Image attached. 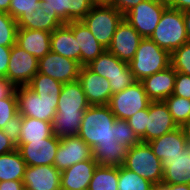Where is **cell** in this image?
Masks as SVG:
<instances>
[{
  "label": "cell",
  "instance_id": "cell-49",
  "mask_svg": "<svg viewBox=\"0 0 190 190\" xmlns=\"http://www.w3.org/2000/svg\"><path fill=\"white\" fill-rule=\"evenodd\" d=\"M183 17L185 21L187 40L190 42V9L183 12Z\"/></svg>",
  "mask_w": 190,
  "mask_h": 190
},
{
  "label": "cell",
  "instance_id": "cell-4",
  "mask_svg": "<svg viewBox=\"0 0 190 190\" xmlns=\"http://www.w3.org/2000/svg\"><path fill=\"white\" fill-rule=\"evenodd\" d=\"M150 39L170 54L188 42L183 12L167 7Z\"/></svg>",
  "mask_w": 190,
  "mask_h": 190
},
{
  "label": "cell",
  "instance_id": "cell-10",
  "mask_svg": "<svg viewBox=\"0 0 190 190\" xmlns=\"http://www.w3.org/2000/svg\"><path fill=\"white\" fill-rule=\"evenodd\" d=\"M18 113L22 117H32L52 122L56 115L58 101H47L39 97L27 86L16 87Z\"/></svg>",
  "mask_w": 190,
  "mask_h": 190
},
{
  "label": "cell",
  "instance_id": "cell-11",
  "mask_svg": "<svg viewBox=\"0 0 190 190\" xmlns=\"http://www.w3.org/2000/svg\"><path fill=\"white\" fill-rule=\"evenodd\" d=\"M39 60L17 44L11 47L6 79L15 87L27 86L38 72Z\"/></svg>",
  "mask_w": 190,
  "mask_h": 190
},
{
  "label": "cell",
  "instance_id": "cell-54",
  "mask_svg": "<svg viewBox=\"0 0 190 190\" xmlns=\"http://www.w3.org/2000/svg\"><path fill=\"white\" fill-rule=\"evenodd\" d=\"M88 1L92 6H101L107 4V0H88Z\"/></svg>",
  "mask_w": 190,
  "mask_h": 190
},
{
  "label": "cell",
  "instance_id": "cell-43",
  "mask_svg": "<svg viewBox=\"0 0 190 190\" xmlns=\"http://www.w3.org/2000/svg\"><path fill=\"white\" fill-rule=\"evenodd\" d=\"M142 1L144 0H107V5L115 7L122 15H125Z\"/></svg>",
  "mask_w": 190,
  "mask_h": 190
},
{
  "label": "cell",
  "instance_id": "cell-46",
  "mask_svg": "<svg viewBox=\"0 0 190 190\" xmlns=\"http://www.w3.org/2000/svg\"><path fill=\"white\" fill-rule=\"evenodd\" d=\"M17 147L12 141L5 135L2 129H0V155L6 154L16 150Z\"/></svg>",
  "mask_w": 190,
  "mask_h": 190
},
{
  "label": "cell",
  "instance_id": "cell-41",
  "mask_svg": "<svg viewBox=\"0 0 190 190\" xmlns=\"http://www.w3.org/2000/svg\"><path fill=\"white\" fill-rule=\"evenodd\" d=\"M22 116L18 113L11 120H9L2 128L5 135L14 143L16 146L19 143L21 134Z\"/></svg>",
  "mask_w": 190,
  "mask_h": 190
},
{
  "label": "cell",
  "instance_id": "cell-19",
  "mask_svg": "<svg viewBox=\"0 0 190 190\" xmlns=\"http://www.w3.org/2000/svg\"><path fill=\"white\" fill-rule=\"evenodd\" d=\"M66 25L73 31L77 40L81 66H87L106 50L81 20L72 21Z\"/></svg>",
  "mask_w": 190,
  "mask_h": 190
},
{
  "label": "cell",
  "instance_id": "cell-7",
  "mask_svg": "<svg viewBox=\"0 0 190 190\" xmlns=\"http://www.w3.org/2000/svg\"><path fill=\"white\" fill-rule=\"evenodd\" d=\"M123 19L124 15L115 7L106 4L93 6L81 21L90 29L96 40L107 49Z\"/></svg>",
  "mask_w": 190,
  "mask_h": 190
},
{
  "label": "cell",
  "instance_id": "cell-23",
  "mask_svg": "<svg viewBox=\"0 0 190 190\" xmlns=\"http://www.w3.org/2000/svg\"><path fill=\"white\" fill-rule=\"evenodd\" d=\"M16 44L39 60L51 51V32L18 28Z\"/></svg>",
  "mask_w": 190,
  "mask_h": 190
},
{
  "label": "cell",
  "instance_id": "cell-38",
  "mask_svg": "<svg viewBox=\"0 0 190 190\" xmlns=\"http://www.w3.org/2000/svg\"><path fill=\"white\" fill-rule=\"evenodd\" d=\"M41 6V0H11L9 14L17 20L22 14H31Z\"/></svg>",
  "mask_w": 190,
  "mask_h": 190
},
{
  "label": "cell",
  "instance_id": "cell-45",
  "mask_svg": "<svg viewBox=\"0 0 190 190\" xmlns=\"http://www.w3.org/2000/svg\"><path fill=\"white\" fill-rule=\"evenodd\" d=\"M16 87L6 78H0V99L12 96Z\"/></svg>",
  "mask_w": 190,
  "mask_h": 190
},
{
  "label": "cell",
  "instance_id": "cell-9",
  "mask_svg": "<svg viewBox=\"0 0 190 190\" xmlns=\"http://www.w3.org/2000/svg\"><path fill=\"white\" fill-rule=\"evenodd\" d=\"M151 100L140 81L111 96L109 107L116 119L127 120L137 111L146 109Z\"/></svg>",
  "mask_w": 190,
  "mask_h": 190
},
{
  "label": "cell",
  "instance_id": "cell-27",
  "mask_svg": "<svg viewBox=\"0 0 190 190\" xmlns=\"http://www.w3.org/2000/svg\"><path fill=\"white\" fill-rule=\"evenodd\" d=\"M51 51L80 63V49L73 31L65 24L51 33Z\"/></svg>",
  "mask_w": 190,
  "mask_h": 190
},
{
  "label": "cell",
  "instance_id": "cell-52",
  "mask_svg": "<svg viewBox=\"0 0 190 190\" xmlns=\"http://www.w3.org/2000/svg\"><path fill=\"white\" fill-rule=\"evenodd\" d=\"M172 190H190V185H187V184H172Z\"/></svg>",
  "mask_w": 190,
  "mask_h": 190
},
{
  "label": "cell",
  "instance_id": "cell-16",
  "mask_svg": "<svg viewBox=\"0 0 190 190\" xmlns=\"http://www.w3.org/2000/svg\"><path fill=\"white\" fill-rule=\"evenodd\" d=\"M78 81L90 105H108L113 95L111 86L105 77L91 71L87 66H82Z\"/></svg>",
  "mask_w": 190,
  "mask_h": 190
},
{
  "label": "cell",
  "instance_id": "cell-17",
  "mask_svg": "<svg viewBox=\"0 0 190 190\" xmlns=\"http://www.w3.org/2000/svg\"><path fill=\"white\" fill-rule=\"evenodd\" d=\"M178 128L164 101H151L147 107L145 143Z\"/></svg>",
  "mask_w": 190,
  "mask_h": 190
},
{
  "label": "cell",
  "instance_id": "cell-30",
  "mask_svg": "<svg viewBox=\"0 0 190 190\" xmlns=\"http://www.w3.org/2000/svg\"><path fill=\"white\" fill-rule=\"evenodd\" d=\"M92 151L93 159L99 166L120 167L128 147L122 144L97 145Z\"/></svg>",
  "mask_w": 190,
  "mask_h": 190
},
{
  "label": "cell",
  "instance_id": "cell-34",
  "mask_svg": "<svg viewBox=\"0 0 190 190\" xmlns=\"http://www.w3.org/2000/svg\"><path fill=\"white\" fill-rule=\"evenodd\" d=\"M178 127H181L190 117V99L170 95L164 100Z\"/></svg>",
  "mask_w": 190,
  "mask_h": 190
},
{
  "label": "cell",
  "instance_id": "cell-22",
  "mask_svg": "<svg viewBox=\"0 0 190 190\" xmlns=\"http://www.w3.org/2000/svg\"><path fill=\"white\" fill-rule=\"evenodd\" d=\"M176 71L170 65L140 81L151 101H164L174 90Z\"/></svg>",
  "mask_w": 190,
  "mask_h": 190
},
{
  "label": "cell",
  "instance_id": "cell-32",
  "mask_svg": "<svg viewBox=\"0 0 190 190\" xmlns=\"http://www.w3.org/2000/svg\"><path fill=\"white\" fill-rule=\"evenodd\" d=\"M118 179V167L97 165L88 190H118Z\"/></svg>",
  "mask_w": 190,
  "mask_h": 190
},
{
  "label": "cell",
  "instance_id": "cell-48",
  "mask_svg": "<svg viewBox=\"0 0 190 190\" xmlns=\"http://www.w3.org/2000/svg\"><path fill=\"white\" fill-rule=\"evenodd\" d=\"M0 190H24L23 181H1Z\"/></svg>",
  "mask_w": 190,
  "mask_h": 190
},
{
  "label": "cell",
  "instance_id": "cell-8",
  "mask_svg": "<svg viewBox=\"0 0 190 190\" xmlns=\"http://www.w3.org/2000/svg\"><path fill=\"white\" fill-rule=\"evenodd\" d=\"M167 7L166 0H144L128 11L124 18L142 38H150Z\"/></svg>",
  "mask_w": 190,
  "mask_h": 190
},
{
  "label": "cell",
  "instance_id": "cell-1",
  "mask_svg": "<svg viewBox=\"0 0 190 190\" xmlns=\"http://www.w3.org/2000/svg\"><path fill=\"white\" fill-rule=\"evenodd\" d=\"M89 106L78 80L63 84L52 121L54 135L58 138L78 135L83 113Z\"/></svg>",
  "mask_w": 190,
  "mask_h": 190
},
{
  "label": "cell",
  "instance_id": "cell-51",
  "mask_svg": "<svg viewBox=\"0 0 190 190\" xmlns=\"http://www.w3.org/2000/svg\"><path fill=\"white\" fill-rule=\"evenodd\" d=\"M11 0H0V12H6L9 14V6Z\"/></svg>",
  "mask_w": 190,
  "mask_h": 190
},
{
  "label": "cell",
  "instance_id": "cell-15",
  "mask_svg": "<svg viewBox=\"0 0 190 190\" xmlns=\"http://www.w3.org/2000/svg\"><path fill=\"white\" fill-rule=\"evenodd\" d=\"M143 38L124 18L118 25L107 50L119 60L129 63Z\"/></svg>",
  "mask_w": 190,
  "mask_h": 190
},
{
  "label": "cell",
  "instance_id": "cell-3",
  "mask_svg": "<svg viewBox=\"0 0 190 190\" xmlns=\"http://www.w3.org/2000/svg\"><path fill=\"white\" fill-rule=\"evenodd\" d=\"M170 53L159 47L150 38H143L135 52L134 58L129 62L131 72L136 81L153 75L169 67Z\"/></svg>",
  "mask_w": 190,
  "mask_h": 190
},
{
  "label": "cell",
  "instance_id": "cell-12",
  "mask_svg": "<svg viewBox=\"0 0 190 190\" xmlns=\"http://www.w3.org/2000/svg\"><path fill=\"white\" fill-rule=\"evenodd\" d=\"M81 67L78 61L50 51L43 58L39 59L38 73L65 84L78 80Z\"/></svg>",
  "mask_w": 190,
  "mask_h": 190
},
{
  "label": "cell",
  "instance_id": "cell-29",
  "mask_svg": "<svg viewBox=\"0 0 190 190\" xmlns=\"http://www.w3.org/2000/svg\"><path fill=\"white\" fill-rule=\"evenodd\" d=\"M52 122H46L32 117H22L19 143L43 140L53 135Z\"/></svg>",
  "mask_w": 190,
  "mask_h": 190
},
{
  "label": "cell",
  "instance_id": "cell-25",
  "mask_svg": "<svg viewBox=\"0 0 190 190\" xmlns=\"http://www.w3.org/2000/svg\"><path fill=\"white\" fill-rule=\"evenodd\" d=\"M18 28L53 32L65 23L46 7L39 6L31 14H22L17 20Z\"/></svg>",
  "mask_w": 190,
  "mask_h": 190
},
{
  "label": "cell",
  "instance_id": "cell-39",
  "mask_svg": "<svg viewBox=\"0 0 190 190\" xmlns=\"http://www.w3.org/2000/svg\"><path fill=\"white\" fill-rule=\"evenodd\" d=\"M17 114L16 92L10 97L0 99V129Z\"/></svg>",
  "mask_w": 190,
  "mask_h": 190
},
{
  "label": "cell",
  "instance_id": "cell-6",
  "mask_svg": "<svg viewBox=\"0 0 190 190\" xmlns=\"http://www.w3.org/2000/svg\"><path fill=\"white\" fill-rule=\"evenodd\" d=\"M87 67L94 73L108 79L112 94L120 92L136 82L129 63L119 60L107 49Z\"/></svg>",
  "mask_w": 190,
  "mask_h": 190
},
{
  "label": "cell",
  "instance_id": "cell-24",
  "mask_svg": "<svg viewBox=\"0 0 190 190\" xmlns=\"http://www.w3.org/2000/svg\"><path fill=\"white\" fill-rule=\"evenodd\" d=\"M41 6L56 12L65 24L82 20L93 7L88 0H41Z\"/></svg>",
  "mask_w": 190,
  "mask_h": 190
},
{
  "label": "cell",
  "instance_id": "cell-14",
  "mask_svg": "<svg viewBox=\"0 0 190 190\" xmlns=\"http://www.w3.org/2000/svg\"><path fill=\"white\" fill-rule=\"evenodd\" d=\"M60 138L51 135L49 138L31 143H18L16 146L27 166L54 165Z\"/></svg>",
  "mask_w": 190,
  "mask_h": 190
},
{
  "label": "cell",
  "instance_id": "cell-44",
  "mask_svg": "<svg viewBox=\"0 0 190 190\" xmlns=\"http://www.w3.org/2000/svg\"><path fill=\"white\" fill-rule=\"evenodd\" d=\"M12 46L0 45V78H6Z\"/></svg>",
  "mask_w": 190,
  "mask_h": 190
},
{
  "label": "cell",
  "instance_id": "cell-35",
  "mask_svg": "<svg viewBox=\"0 0 190 190\" xmlns=\"http://www.w3.org/2000/svg\"><path fill=\"white\" fill-rule=\"evenodd\" d=\"M18 25L16 20L6 12H0V45L16 44Z\"/></svg>",
  "mask_w": 190,
  "mask_h": 190
},
{
  "label": "cell",
  "instance_id": "cell-37",
  "mask_svg": "<svg viewBox=\"0 0 190 190\" xmlns=\"http://www.w3.org/2000/svg\"><path fill=\"white\" fill-rule=\"evenodd\" d=\"M115 141L119 144L131 148L141 142L134 130L129 126L127 120L116 119L115 121Z\"/></svg>",
  "mask_w": 190,
  "mask_h": 190
},
{
  "label": "cell",
  "instance_id": "cell-50",
  "mask_svg": "<svg viewBox=\"0 0 190 190\" xmlns=\"http://www.w3.org/2000/svg\"><path fill=\"white\" fill-rule=\"evenodd\" d=\"M185 138L187 141H190V117L188 118V120L181 126Z\"/></svg>",
  "mask_w": 190,
  "mask_h": 190
},
{
  "label": "cell",
  "instance_id": "cell-40",
  "mask_svg": "<svg viewBox=\"0 0 190 190\" xmlns=\"http://www.w3.org/2000/svg\"><path fill=\"white\" fill-rule=\"evenodd\" d=\"M129 126L134 130L141 142L145 143V129L147 122V108L137 111L127 119Z\"/></svg>",
  "mask_w": 190,
  "mask_h": 190
},
{
  "label": "cell",
  "instance_id": "cell-26",
  "mask_svg": "<svg viewBox=\"0 0 190 190\" xmlns=\"http://www.w3.org/2000/svg\"><path fill=\"white\" fill-rule=\"evenodd\" d=\"M186 138L181 127H178L161 137L148 142L154 155L163 161L170 157L183 153L186 144Z\"/></svg>",
  "mask_w": 190,
  "mask_h": 190
},
{
  "label": "cell",
  "instance_id": "cell-5",
  "mask_svg": "<svg viewBox=\"0 0 190 190\" xmlns=\"http://www.w3.org/2000/svg\"><path fill=\"white\" fill-rule=\"evenodd\" d=\"M123 167L149 180L155 186L162 184V161L158 159L148 143L140 142L128 148Z\"/></svg>",
  "mask_w": 190,
  "mask_h": 190
},
{
  "label": "cell",
  "instance_id": "cell-18",
  "mask_svg": "<svg viewBox=\"0 0 190 190\" xmlns=\"http://www.w3.org/2000/svg\"><path fill=\"white\" fill-rule=\"evenodd\" d=\"M22 181L31 190H60L61 171L53 165L27 166Z\"/></svg>",
  "mask_w": 190,
  "mask_h": 190
},
{
  "label": "cell",
  "instance_id": "cell-47",
  "mask_svg": "<svg viewBox=\"0 0 190 190\" xmlns=\"http://www.w3.org/2000/svg\"><path fill=\"white\" fill-rule=\"evenodd\" d=\"M168 7L182 12L190 9V0H166Z\"/></svg>",
  "mask_w": 190,
  "mask_h": 190
},
{
  "label": "cell",
  "instance_id": "cell-53",
  "mask_svg": "<svg viewBox=\"0 0 190 190\" xmlns=\"http://www.w3.org/2000/svg\"><path fill=\"white\" fill-rule=\"evenodd\" d=\"M153 190H172V184H161L154 186Z\"/></svg>",
  "mask_w": 190,
  "mask_h": 190
},
{
  "label": "cell",
  "instance_id": "cell-33",
  "mask_svg": "<svg viewBox=\"0 0 190 190\" xmlns=\"http://www.w3.org/2000/svg\"><path fill=\"white\" fill-rule=\"evenodd\" d=\"M118 190H153L154 184L127 168L118 167Z\"/></svg>",
  "mask_w": 190,
  "mask_h": 190
},
{
  "label": "cell",
  "instance_id": "cell-28",
  "mask_svg": "<svg viewBox=\"0 0 190 190\" xmlns=\"http://www.w3.org/2000/svg\"><path fill=\"white\" fill-rule=\"evenodd\" d=\"M26 163L18 149L0 155V182L1 181H22Z\"/></svg>",
  "mask_w": 190,
  "mask_h": 190
},
{
  "label": "cell",
  "instance_id": "cell-36",
  "mask_svg": "<svg viewBox=\"0 0 190 190\" xmlns=\"http://www.w3.org/2000/svg\"><path fill=\"white\" fill-rule=\"evenodd\" d=\"M170 63L176 72L190 75V42H186L170 54Z\"/></svg>",
  "mask_w": 190,
  "mask_h": 190
},
{
  "label": "cell",
  "instance_id": "cell-13",
  "mask_svg": "<svg viewBox=\"0 0 190 190\" xmlns=\"http://www.w3.org/2000/svg\"><path fill=\"white\" fill-rule=\"evenodd\" d=\"M92 158V148L78 135L62 137L60 138L53 166L62 172L78 162Z\"/></svg>",
  "mask_w": 190,
  "mask_h": 190
},
{
  "label": "cell",
  "instance_id": "cell-42",
  "mask_svg": "<svg viewBox=\"0 0 190 190\" xmlns=\"http://www.w3.org/2000/svg\"><path fill=\"white\" fill-rule=\"evenodd\" d=\"M172 95L190 99V75L176 72Z\"/></svg>",
  "mask_w": 190,
  "mask_h": 190
},
{
  "label": "cell",
  "instance_id": "cell-2",
  "mask_svg": "<svg viewBox=\"0 0 190 190\" xmlns=\"http://www.w3.org/2000/svg\"><path fill=\"white\" fill-rule=\"evenodd\" d=\"M115 121L109 105H90L83 113L78 136L92 150L97 145L119 144L114 138Z\"/></svg>",
  "mask_w": 190,
  "mask_h": 190
},
{
  "label": "cell",
  "instance_id": "cell-21",
  "mask_svg": "<svg viewBox=\"0 0 190 190\" xmlns=\"http://www.w3.org/2000/svg\"><path fill=\"white\" fill-rule=\"evenodd\" d=\"M97 165L92 158L63 170L61 172L60 190H88Z\"/></svg>",
  "mask_w": 190,
  "mask_h": 190
},
{
  "label": "cell",
  "instance_id": "cell-31",
  "mask_svg": "<svg viewBox=\"0 0 190 190\" xmlns=\"http://www.w3.org/2000/svg\"><path fill=\"white\" fill-rule=\"evenodd\" d=\"M27 87L43 100L58 101L63 84L49 76L37 72Z\"/></svg>",
  "mask_w": 190,
  "mask_h": 190
},
{
  "label": "cell",
  "instance_id": "cell-20",
  "mask_svg": "<svg viewBox=\"0 0 190 190\" xmlns=\"http://www.w3.org/2000/svg\"><path fill=\"white\" fill-rule=\"evenodd\" d=\"M162 184L190 185V141H186L183 153L164 159Z\"/></svg>",
  "mask_w": 190,
  "mask_h": 190
}]
</instances>
